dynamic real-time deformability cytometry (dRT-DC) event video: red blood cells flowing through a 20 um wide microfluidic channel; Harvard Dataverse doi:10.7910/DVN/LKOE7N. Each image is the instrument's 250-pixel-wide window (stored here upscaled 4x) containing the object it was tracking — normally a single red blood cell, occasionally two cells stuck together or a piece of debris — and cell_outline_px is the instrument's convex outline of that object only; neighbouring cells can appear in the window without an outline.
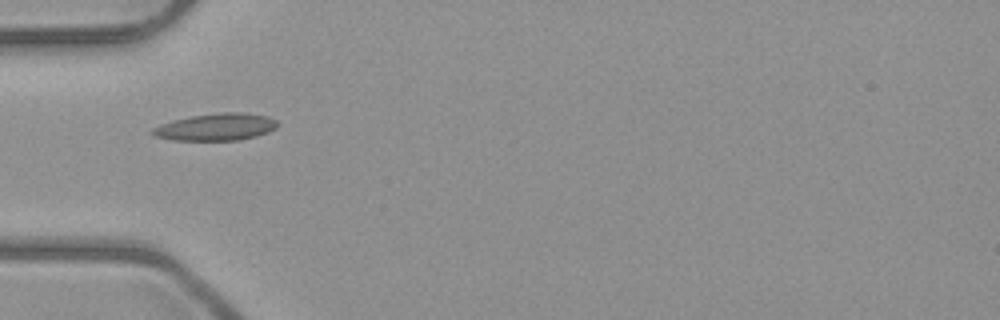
{"species": "common noctule bat (a hibernating species)", "species_latin": "Nyctalus noctula", "temperature_condition": "room temperature", "stored_images_in_passage": 4, "camera_frame_rate_fps": 3000, "um_per_image_px": 0.085, "animal": {"sex": "male", "body_mass_g": 23.1, "forearm_length_mm": 52.7}, "frame": {"image": 1, "passage_image": 1, "time_ms": 0.0, "image_size_px": [1000, 320], "cell_outline_px": [[276, 128], [268, 132], [256, 136], [236, 140], [172, 140], [156, 136], [148, 132], [152, 128], [160, 124], [172, 120], [192, 116], [220, 112], [244, 112], [268, 116], [276, 120]], "centroid_in_image_um": [18.33, 10.79], "position_along_channel_um": 66.7, "area_um2": 19.77}}
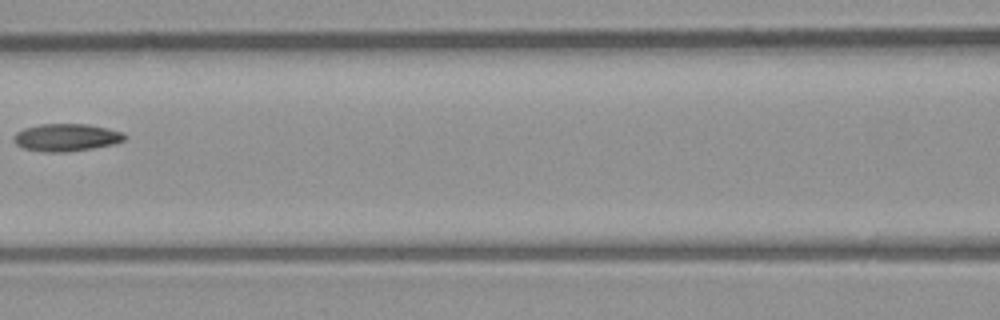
{"frame": {"image": 2, "passage_image": 3, "time_ms": 2.333, "image_size_px": [1000, 320], "cell_outline_px": [[128, 136], [124, 140], [112, 144], [92, 148], [64, 152], [44, 152], [24, 148], [16, 144], [12, 140], [12, 136], [16, 132], [24, 128], [40, 124], [88, 124], [124, 132]], "centroid_in_image_um": [5.61, 11.68], "position_along_channel_um": 161.0, "area_um2": 17.8}}
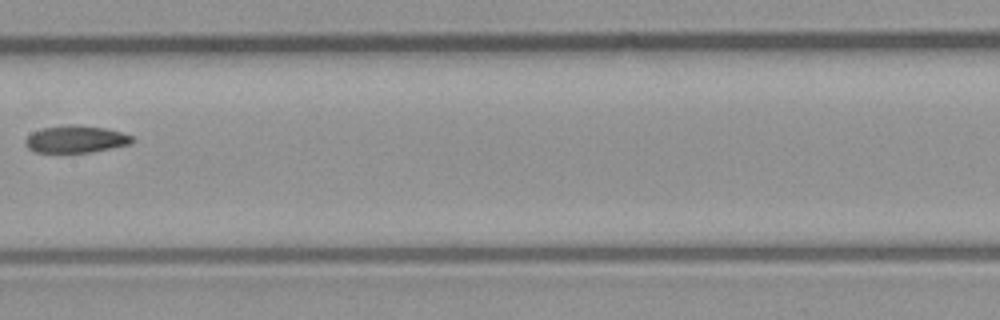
{"frame": {"image": 3, "passage_image": 4, "time_ms": 3.333, "image_size_px": [1000, 320], "cell_outline_px": [[132, 140], [128, 144], [88, 152], [36, 152], [28, 148], [24, 144], [24, 140], [32, 132], [44, 128], [68, 124], [76, 124], [104, 128], [120, 132], [132, 136]], "centroid_in_image_um": [6.37, 11.82], "position_along_channel_um": 201.0, "area_um2": 16.59}}